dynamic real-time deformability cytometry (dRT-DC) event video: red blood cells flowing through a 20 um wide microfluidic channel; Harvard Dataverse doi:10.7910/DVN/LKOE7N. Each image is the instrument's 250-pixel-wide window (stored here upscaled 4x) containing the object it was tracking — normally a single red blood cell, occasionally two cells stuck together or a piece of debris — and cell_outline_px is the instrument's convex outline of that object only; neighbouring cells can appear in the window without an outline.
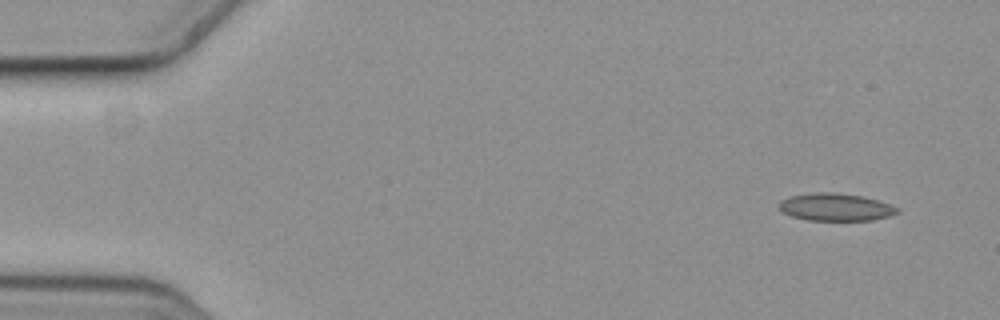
{"species": "common noctule bat (a hibernating species)", "species_latin": "Nyctalus noctula", "temperature_condition": "cold", "stored_images_in_passage": 6, "camera_frame_rate_fps": 3000, "um_per_image_px": 0.085, "animal": {"sex": "female", "body_mass_g": 19.3, "forearm_length_mm": 54.1}, "frame": {"image": 1, "passage_image": 1, "time_ms": 0.0, "image_size_px": [1000, 320], "cell_outline_px": [[900, 212], [888, 216], [872, 220], [808, 220], [792, 216], [784, 212], [780, 208], [780, 200], [792, 196], [816, 192], [828, 192], [860, 196], [876, 200], [900, 208]], "centroid_in_image_um": [71.04, 17.61], "position_along_channel_um": 14.0, "area_um2": 18.55}}